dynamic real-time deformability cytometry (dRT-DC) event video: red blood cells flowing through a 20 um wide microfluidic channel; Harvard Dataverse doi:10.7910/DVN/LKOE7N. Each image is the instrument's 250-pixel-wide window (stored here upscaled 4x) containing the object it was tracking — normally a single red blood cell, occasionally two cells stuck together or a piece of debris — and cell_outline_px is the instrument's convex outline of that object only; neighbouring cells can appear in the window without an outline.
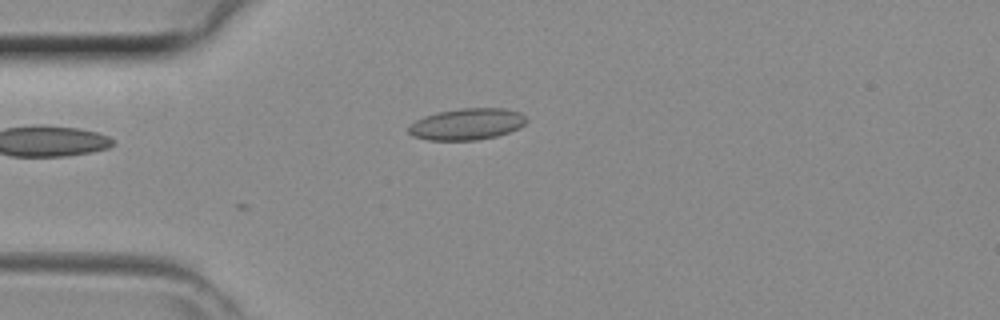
{"species": "common noctule bat (a hibernating species)", "species_latin": "Nyctalus noctula", "temperature_condition": "room temperature", "stored_images_in_passage": 2, "camera_frame_rate_fps": 3000, "um_per_image_px": 0.085, "animal": {"sex": "female", "body_mass_g": 29.2, "forearm_length_mm": 56.3}, "frame": {"image": 1, "passage_image": 2, "time_ms": 0.333, "image_size_px": [1000, 320], "cell_outline_px": [[528, 120], [520, 128], [496, 136], [476, 140], [428, 140], [412, 136], [408, 132], [408, 128], [416, 120], [424, 116], [440, 112], [460, 108], [504, 108], [520, 112]], "centroid_in_image_um": [39.7, 10.55], "position_along_channel_um": 45.3, "area_um2": 21.56}}